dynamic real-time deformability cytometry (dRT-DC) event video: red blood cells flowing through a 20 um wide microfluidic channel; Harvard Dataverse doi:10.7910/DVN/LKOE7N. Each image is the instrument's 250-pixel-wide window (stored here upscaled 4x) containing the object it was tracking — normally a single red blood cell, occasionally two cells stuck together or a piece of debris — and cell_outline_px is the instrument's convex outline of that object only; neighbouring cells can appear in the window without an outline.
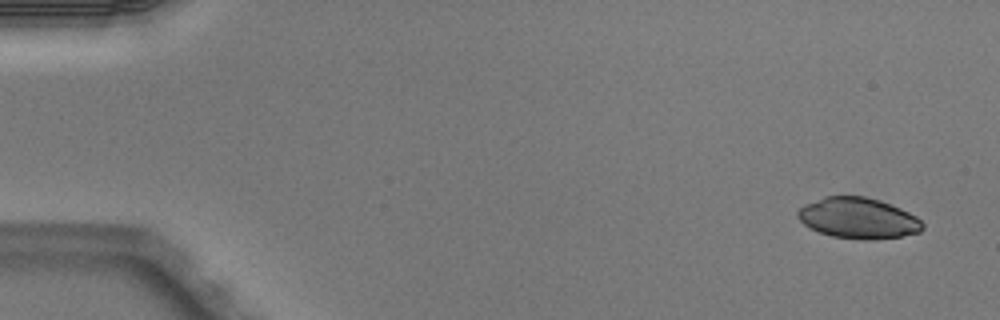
{"species": "Egyptian fruit bat (a non-hibernating species)", "species_latin": "Rousettus aegyptiacus", "temperature_condition": "warm", "stored_images_in_passage": 5, "camera_frame_rate_fps": 3000, "um_per_image_px": 0.085, "animal": {"sex": "male"}, "frame": {"image": 1, "passage_image": 1, "time_ms": 0.0, "image_size_px": [1000, 320], "cell_outline_px": [[924, 228], [920, 232], [900, 236], [872, 240], [860, 240], [832, 236], [820, 232], [804, 224], [796, 216], [796, 212], [804, 204], [824, 196], [864, 196], [880, 200], [900, 208], [916, 216], [924, 224]], "centroid_in_image_um": [72.94, 18.54], "position_along_channel_um": 12.1, "area_um2": 29.77}}
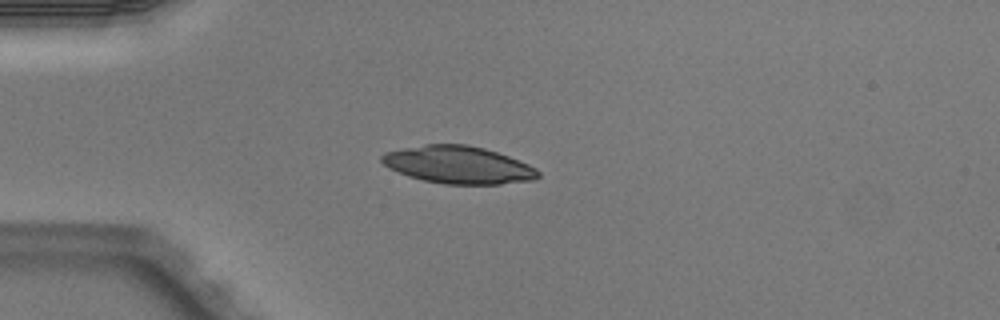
{"frame": {"image": 2, "passage_image": 4, "time_ms": 1.0, "image_size_px": [1000, 320], "cell_outline_px": [[540, 176], [532, 180], [500, 184], [444, 184], [424, 180], [408, 176], [388, 168], [380, 160], [380, 156], [384, 152], [424, 144], [468, 144], [484, 148], [508, 156], [528, 164], [536, 168], [540, 172]], "centroid_in_image_um": [38.94, 14.01], "position_along_channel_um": 46.1, "area_um2": 34.16}}